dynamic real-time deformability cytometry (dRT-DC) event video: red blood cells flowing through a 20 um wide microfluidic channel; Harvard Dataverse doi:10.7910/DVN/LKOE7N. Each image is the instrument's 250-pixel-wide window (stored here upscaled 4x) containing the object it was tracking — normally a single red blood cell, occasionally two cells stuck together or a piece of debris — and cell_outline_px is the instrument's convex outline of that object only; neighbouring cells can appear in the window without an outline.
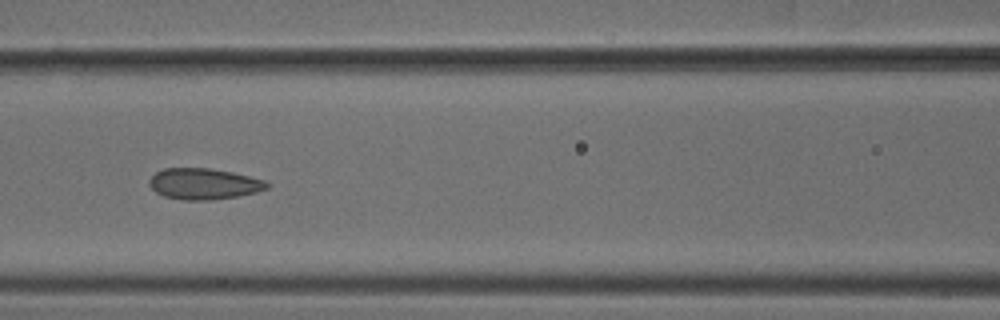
{"species": "common noctule bat (a hibernating species)", "species_latin": "Nyctalus noctula", "temperature_condition": "cold", "stored_images_in_passage": 8, "camera_frame_rate_fps": 3000, "um_per_image_px": 0.085, "animal": {"sex": "male", "body_mass_g": 18.8}, "frame": {"image": 1, "passage_image": 6, "time_ms": 1.667, "image_size_px": [1000, 320], "cell_outline_px": [[268, 188], [256, 192], [236, 196], [212, 200], [184, 200], [164, 196], [156, 192], [148, 184], [148, 180], [156, 172], [164, 168], [208, 168], [232, 172], [264, 180], [268, 184]], "centroid_in_image_um": [17.29, 15.62], "position_along_channel_um": 149.3, "area_um2": 21.15}}
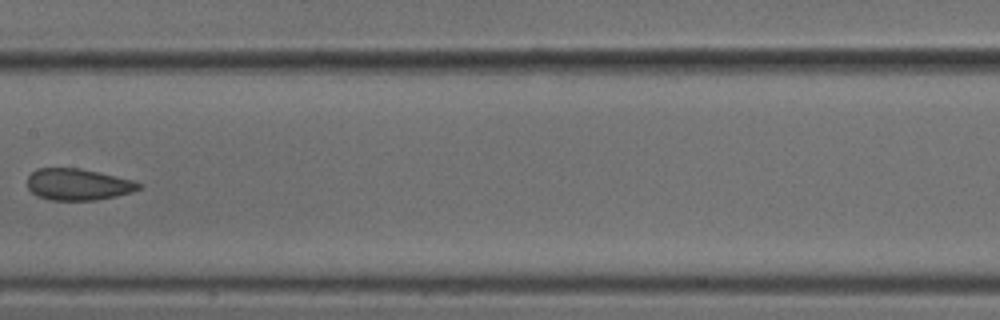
{"frame": {"image": 2, "passage_image": 7, "time_ms": 2.0, "image_size_px": [1000, 320], "cell_outline_px": [[140, 188], [132, 192], [116, 196], [96, 200], [52, 200], [36, 196], [28, 188], [28, 176], [36, 168], [80, 168], [132, 180], [140, 184]], "centroid_in_image_um": [6.59, 15.68], "position_along_channel_um": 200.8, "area_um2": 20.35}}
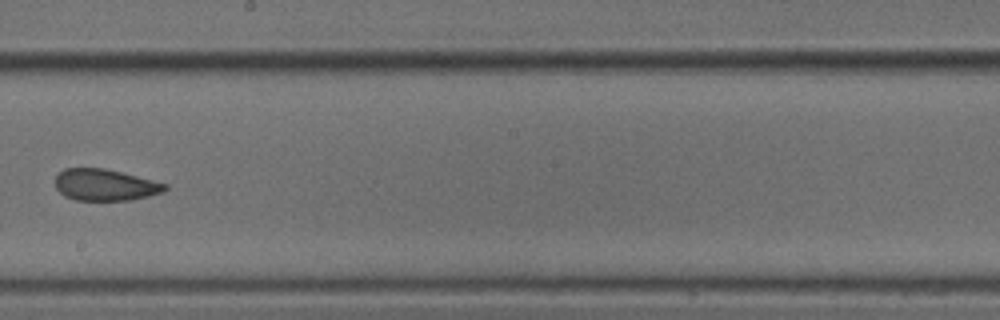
{"frame": {"image": 3, "passage_image": 8, "time_ms": 2.333, "image_size_px": [1000, 320], "cell_outline_px": [[168, 188], [164, 192], [148, 196], [128, 200], [76, 200], [64, 196], [56, 188], [56, 176], [64, 168], [104, 168], [168, 184]], "centroid_in_image_um": [8.93, 15.72], "position_along_channel_um": 239.3, "area_um2": 20.06}}